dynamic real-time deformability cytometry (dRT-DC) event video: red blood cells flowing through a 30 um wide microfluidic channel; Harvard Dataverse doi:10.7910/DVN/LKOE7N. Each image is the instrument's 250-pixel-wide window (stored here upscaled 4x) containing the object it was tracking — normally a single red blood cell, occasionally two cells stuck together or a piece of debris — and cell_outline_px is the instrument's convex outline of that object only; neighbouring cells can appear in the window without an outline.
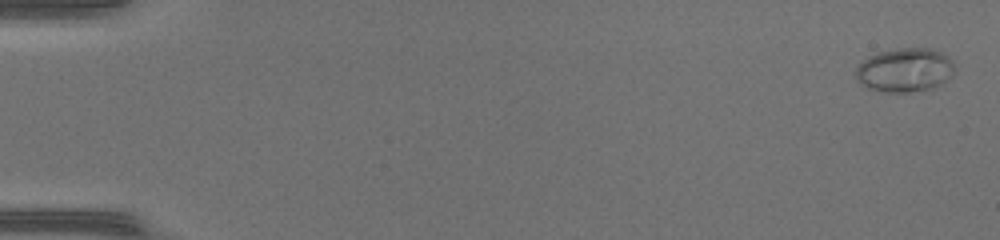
{"species": "common noctule bat (a hibernating species)", "species_latin": "Nyctalus noctula", "temperature_condition": "warm", "stored_images_in_passage": 9, "camera_frame_rate_fps": 3000, "um_per_image_px": 0.085, "animal": {"sex": "female", "body_mass_g": 17.0, "forearm_length_mm": 48.0}, "frame": {"image": 1, "passage_image": 2, "time_ms": 0.333, "image_size_px": [1000, 240], "cell_outline_px": [[956, 68], [952, 76], [944, 84], [932, 88], [908, 92], [884, 92], [868, 88], [860, 84], [856, 80], [856, 68], [868, 56], [880, 52], [900, 48], [932, 48], [948, 56], [952, 60]], "centroid_in_image_um": [76.95, 5.96], "position_along_channel_um": 8.1, "area_um2": 25.55}}